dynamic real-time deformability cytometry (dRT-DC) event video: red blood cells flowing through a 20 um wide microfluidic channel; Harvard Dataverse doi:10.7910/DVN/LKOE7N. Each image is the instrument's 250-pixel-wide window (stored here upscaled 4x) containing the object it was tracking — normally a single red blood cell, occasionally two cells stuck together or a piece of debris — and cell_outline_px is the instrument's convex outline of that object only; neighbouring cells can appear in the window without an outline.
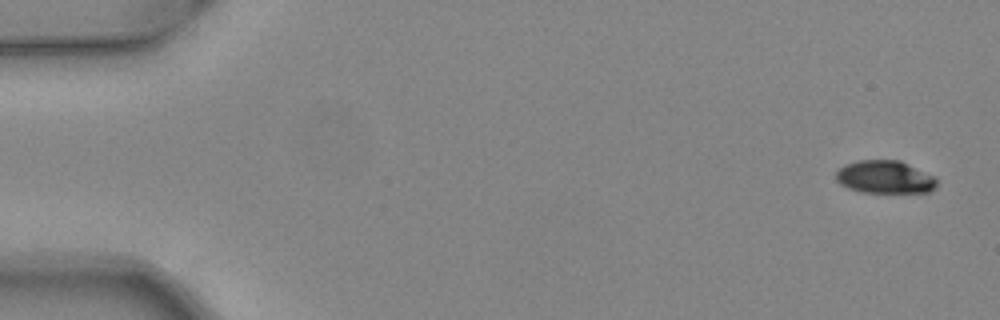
{"species": "common noctule bat (a hibernating species)", "species_latin": "Nyctalus noctula", "temperature_condition": "warm", "stored_images_in_passage": 50, "camera_frame_rate_fps": 3000, "um_per_image_px": 0.085, "animal": {"sex": "female", "body_mass_g": 24.6, "forearm_length_mm": 56.2}, "frame": {"image": 1, "passage_image": 1, "time_ms": 0.0, "image_size_px": [1000, 320], "cell_outline_px": [[936, 188], [928, 192], [860, 192], [848, 188], [840, 184], [836, 180], [836, 172], [840, 168], [848, 164], [860, 160], [900, 160], [936, 176]], "centroid_in_image_um": [75.24, 15.05], "position_along_channel_um": 9.8, "area_um2": 19.31}}
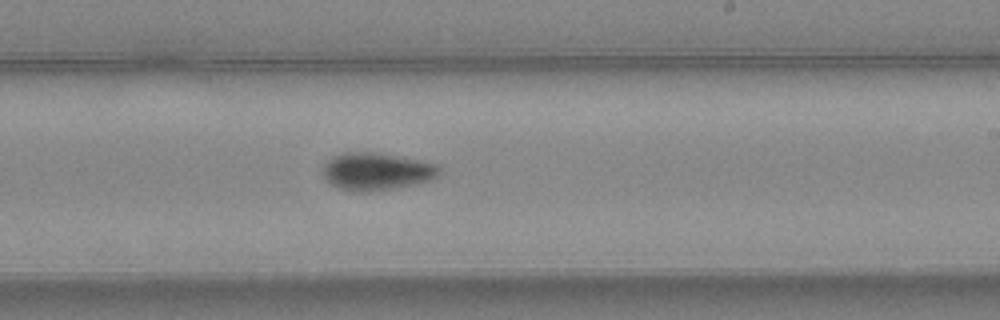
{"frame": {"image": 2, "passage_image": 30, "time_ms": 9.667, "image_size_px": [1000, 320], "cell_outline_px": [[440, 176], [432, 180], [416, 184], [396, 188], [372, 192], [352, 192], [336, 188], [328, 184], [324, 176], [324, 164], [332, 156], [344, 152], [372, 152], [420, 160], [436, 164], [440, 168]], "centroid_in_image_um": [32.0, 14.6], "position_along_channel_um": 257.0, "area_um2": 25.84}}
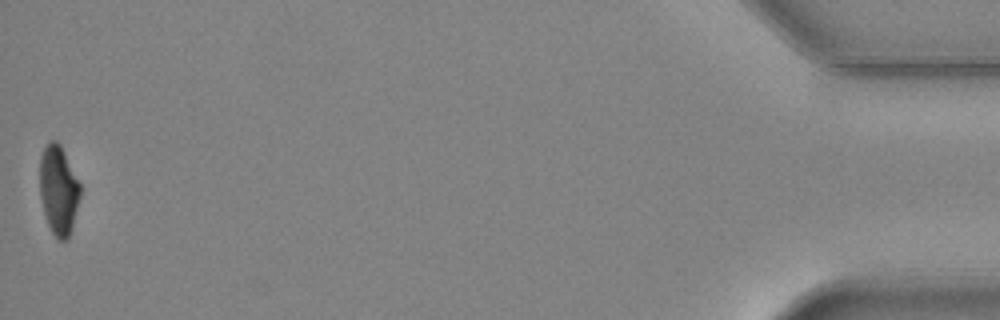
{"frame": {"image": 3, "passage_image": 50, "time_ms": 16.333, "image_size_px": [1000, 320], "cell_outline_px": [[80, 196], [72, 228], [68, 240], [56, 240], [48, 224], [44, 212], [40, 196], [40, 156], [48, 140], [56, 140], [60, 144], [80, 184]], "centroid_in_image_um": [4.97, 16.16], "position_along_channel_um": 430.2, "area_um2": 20.98}, "authors_computed_cell_mechanics": {"area_um2": 23.0044, "velocity_mm_per_s": 4.0568, "shape_relaxation_time_tau1_ms": 2.7256, "shape_relaxation_time_tau2_ms": 9.7851, "deformation_change_tau1": 0.142, "deformation_change_tau2": 0.1672}}